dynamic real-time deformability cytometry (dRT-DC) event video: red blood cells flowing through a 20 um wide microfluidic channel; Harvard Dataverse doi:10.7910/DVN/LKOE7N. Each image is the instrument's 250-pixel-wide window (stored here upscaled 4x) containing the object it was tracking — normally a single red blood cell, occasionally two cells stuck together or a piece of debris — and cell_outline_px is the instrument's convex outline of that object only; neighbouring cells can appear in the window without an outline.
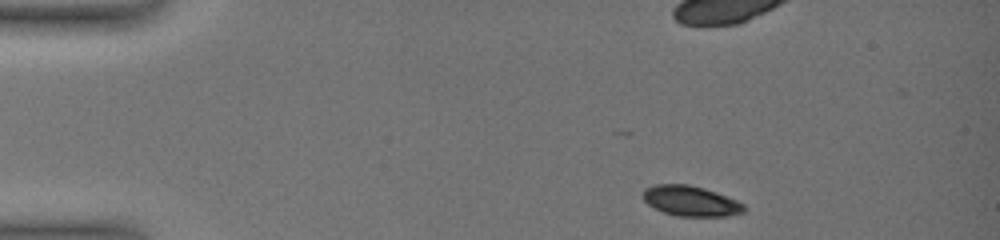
{"species": "common noctule bat (a hibernating species)", "species_latin": "Nyctalus noctula", "temperature_condition": "warm", "stored_images_in_passage": 31, "camera_frame_rate_fps": 3000, "um_per_image_px": 0.085, "animal": {"sex": "female", "body_mass_g": 19.0, "forearm_length_mm": 51.5}, "frame": {"image": 1, "passage_image": 1, "time_ms": 0.0, "image_size_px": [1000, 240], "cell_outline_px": [[744, 212], [728, 216], [676, 216], [664, 212], [648, 204], [644, 200], [644, 188], [652, 184], [688, 184], [704, 188], [716, 192], [736, 200], [744, 204]], "centroid_in_image_um": [58.7, 17.07], "position_along_channel_um": 26.3, "area_um2": 17.74}, "authors_computed_cell_mechanics": {"area_um2": 18.6694, "velocity_mm_per_s": 3.5879, "shape_relaxation_time_tau1_ms": 3.3867, "shape_relaxation_time_tau2_ms": null, "deformation_change_tau1": 0.1153, "deformation_change_tau2": null}}